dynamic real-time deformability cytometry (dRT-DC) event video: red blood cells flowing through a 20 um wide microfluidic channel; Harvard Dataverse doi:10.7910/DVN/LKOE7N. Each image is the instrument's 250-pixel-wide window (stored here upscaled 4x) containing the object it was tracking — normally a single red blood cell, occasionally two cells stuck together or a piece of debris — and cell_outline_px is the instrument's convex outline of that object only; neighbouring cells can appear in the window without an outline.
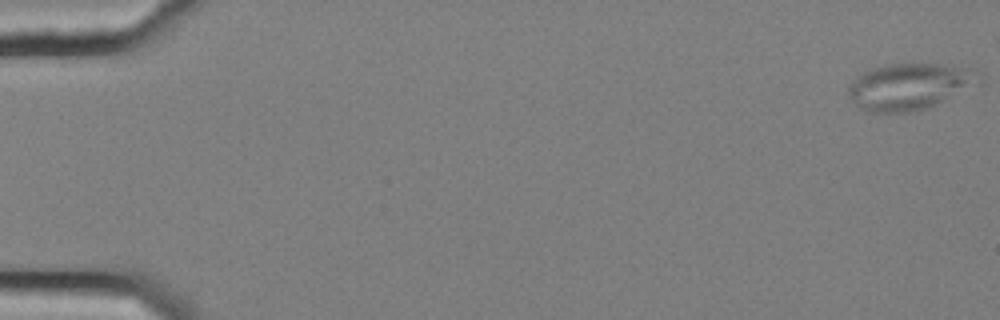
{"species": "common noctule bat (a hibernating species)", "species_latin": "Nyctalus noctula", "temperature_condition": "cold", "stored_images_in_passage": 6, "camera_frame_rate_fps": 3000, "um_per_image_px": 0.085, "animal": {"sex": "female", "body_mass_g": 25.1}, "frame": {"image": 1, "passage_image": 1, "time_ms": 0.0, "image_size_px": [1000, 320], "cell_outline_px": [[984, 84], [924, 108], [912, 112], [872, 112], [860, 108], [852, 100], [848, 92], [848, 84], [856, 76], [864, 72], [888, 64], [940, 64], [976, 68], [984, 72]], "centroid_in_image_um": [77.45, 7.33], "position_along_channel_um": 7.6, "area_um2": 35.89}}